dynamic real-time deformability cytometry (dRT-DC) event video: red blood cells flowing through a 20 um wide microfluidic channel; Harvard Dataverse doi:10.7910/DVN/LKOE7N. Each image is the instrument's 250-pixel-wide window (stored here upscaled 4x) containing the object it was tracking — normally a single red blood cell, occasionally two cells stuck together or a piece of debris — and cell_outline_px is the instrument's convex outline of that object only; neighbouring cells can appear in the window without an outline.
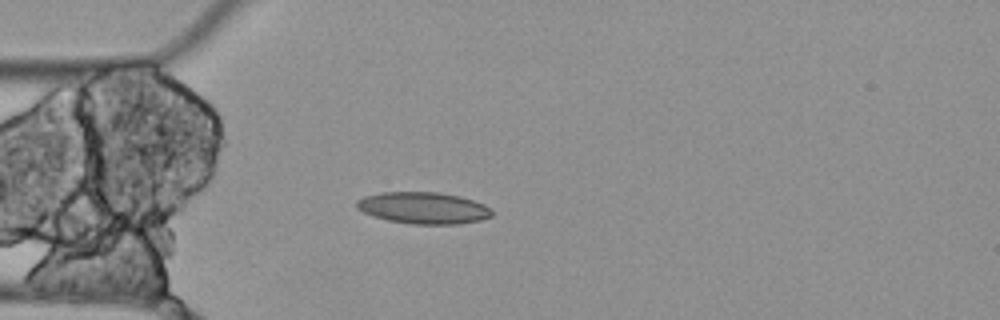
{"species": "Egyptian fruit bat (a non-hibernating species)", "species_latin": "Rousettus aegyptiacus", "temperature_condition": "cold", "stored_images_in_passage": 3, "camera_frame_rate_fps": 3000, "um_per_image_px": 0.085, "animal": {"sex": "female"}, "frame": {"image": 1, "passage_image": 3, "time_ms": 0.667, "image_size_px": [1000, 320], "cell_outline_px": [[492, 216], [480, 220], [460, 224], [412, 224], [388, 220], [364, 212], [356, 208], [356, 200], [364, 196], [380, 192], [436, 192], [460, 196], [484, 204], [492, 212]], "centroid_in_image_um": [35.97, 17.67], "position_along_channel_um": 49.0, "area_um2": 24.85}}